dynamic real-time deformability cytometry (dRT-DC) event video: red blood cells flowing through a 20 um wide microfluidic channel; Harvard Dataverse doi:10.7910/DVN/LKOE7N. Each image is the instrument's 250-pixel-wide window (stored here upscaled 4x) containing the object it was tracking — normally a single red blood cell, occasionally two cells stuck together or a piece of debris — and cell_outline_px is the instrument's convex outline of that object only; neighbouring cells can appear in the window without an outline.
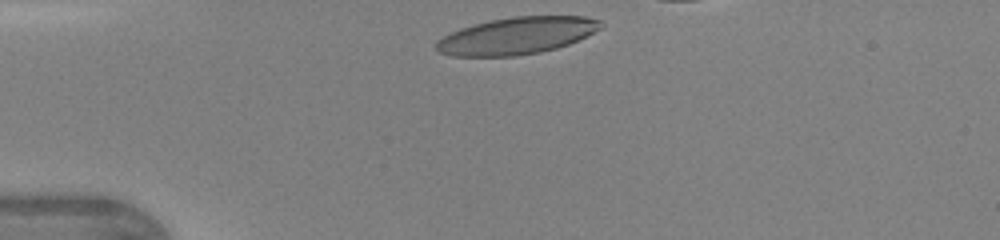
{"species": "human", "species_latin": "Homo sapiens", "temperature_condition": "warm", "stored_images_in_passage": 29, "camera_frame_rate_fps": 3000, "um_per_image_px": 0.085, "donor": {"sex": "female"}, "frame": {"image": 1, "passage_image": 1, "time_ms": 0.0, "image_size_px": [1000, 240], "cell_outline_px": [[604, 24], [600, 28], [568, 44], [556, 48], [540, 52], [516, 56], [452, 56], [440, 52], [436, 48], [436, 40], [460, 28], [492, 20], [512, 16], [584, 16], [600, 20]], "centroid_in_image_um": [43.91, 3.03], "position_along_channel_um": 41.1, "area_um2": 35.14}, "authors_computed_cell_mechanics": {"area_um2": 36.2406, "velocity_mm_per_s": 4.3564, "shape_relaxation_time_tau1_ms": 4.0048, "shape_relaxation_time_tau2_ms": 0.8901, "deformation_change_tau1": 0.2038, "deformation_change_tau2": 0.0916}}